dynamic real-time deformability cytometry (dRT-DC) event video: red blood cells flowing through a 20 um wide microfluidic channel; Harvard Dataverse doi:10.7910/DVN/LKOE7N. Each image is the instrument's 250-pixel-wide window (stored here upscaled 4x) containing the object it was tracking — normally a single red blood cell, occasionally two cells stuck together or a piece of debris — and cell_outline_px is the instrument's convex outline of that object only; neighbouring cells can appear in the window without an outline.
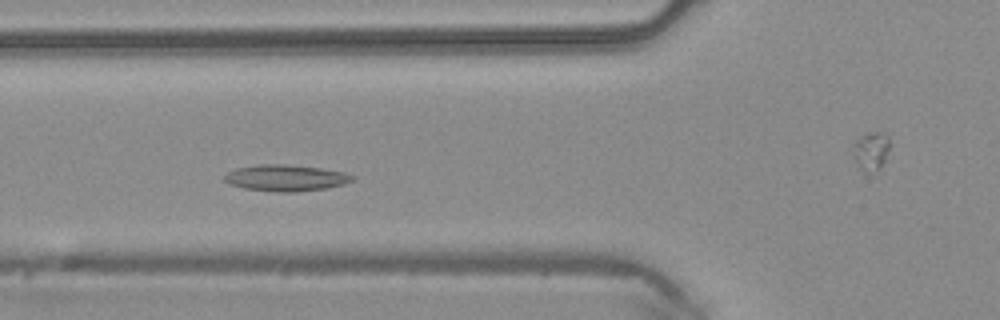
{"species": "common noctule bat (a hibernating species)", "species_latin": "Nyctalus noctula", "temperature_condition": "warm", "stored_images_in_passage": 43, "camera_frame_rate_fps": 3000, "um_per_image_px": 0.085, "animal": {"sex": "male", "body_mass_g": 20.4}, "frame": {"image": 1, "passage_image": 12, "time_ms": 3.667, "image_size_px": [1000, 320], "cell_outline_px": [[356, 180], [344, 184], [328, 188], [296, 192], [280, 192], [244, 188], [232, 184], [224, 180], [224, 176], [228, 172], [236, 168], [260, 164], [284, 164], [320, 168], [344, 172], [356, 176]], "centroid_in_image_um": [24.35, 15.12], "position_along_channel_um": 101.4, "area_um2": 19.65}}
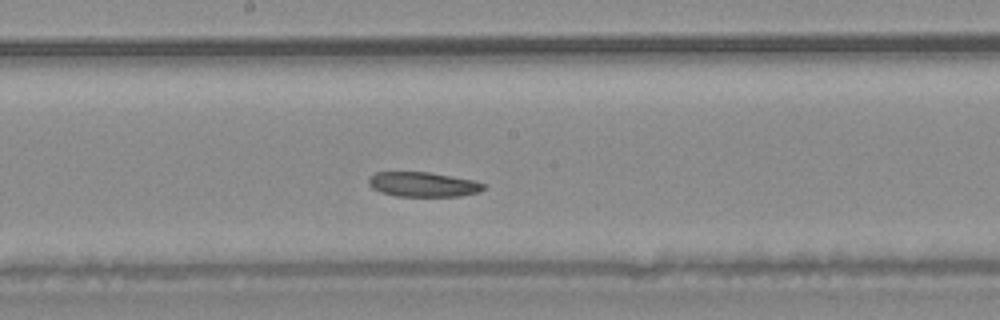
{"frame": {"image": 2, "passage_image": 20, "time_ms": 6.333, "image_size_px": [1000, 320], "cell_outline_px": [[484, 188], [480, 192], [460, 196], [396, 196], [380, 192], [372, 188], [368, 184], [368, 176], [376, 172], [428, 172], [472, 180], [484, 184]], "centroid_in_image_um": [35.91, 15.68], "position_along_channel_um": 212.3, "area_um2": 16.53}}
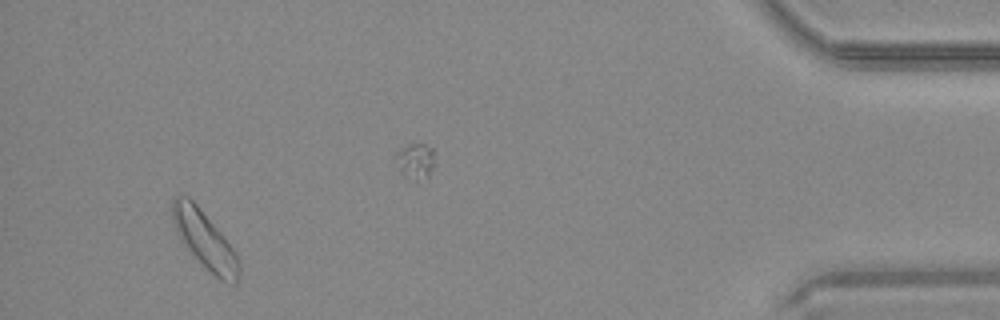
{"frame": {"image": 3, "passage_image": 40, "time_ms": 13.0, "image_size_px": [1000, 320], "cell_outline_px": [[240, 276], [236, 280], [220, 280], [188, 248], [176, 232], [172, 220], [172, 200], [176, 196], [188, 196], [196, 204], [224, 236], [236, 252], [240, 264]], "centroid_in_image_um": [17.4, 20.33], "position_along_channel_um": 417.8, "area_um2": 21.39}, "authors_computed_cell_mechanics": {"area_um2": 18.5538, "velocity_mm_per_s": 4.1551, "shape_relaxation_time_tau1_ms": null, "shape_relaxation_time_tau2_ms": 5.41, "deformation_change_tau1": null, "deformation_change_tau2": 0.1221}}